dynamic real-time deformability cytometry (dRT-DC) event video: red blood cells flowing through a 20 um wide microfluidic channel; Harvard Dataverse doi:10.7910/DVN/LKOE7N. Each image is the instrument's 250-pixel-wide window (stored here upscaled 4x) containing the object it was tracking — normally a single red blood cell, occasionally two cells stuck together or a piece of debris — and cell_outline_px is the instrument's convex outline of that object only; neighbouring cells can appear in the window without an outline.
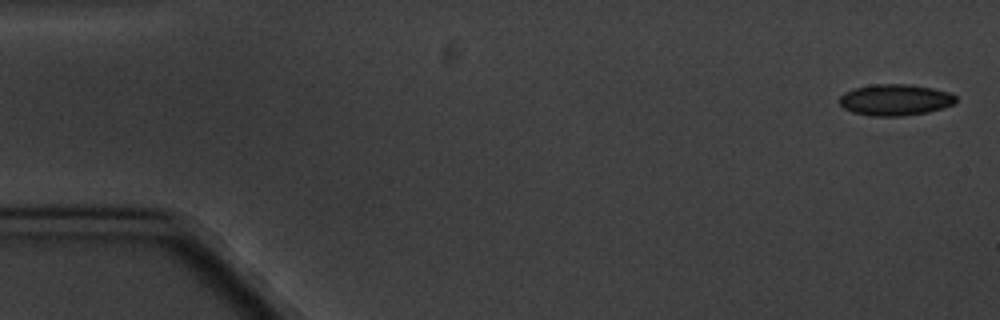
{"species": "common noctule bat (a hibernating species)", "species_latin": "Nyctalus noctula", "temperature_condition": "cold", "stored_images_in_passage": 5, "camera_frame_rate_fps": 3000, "um_per_image_px": 0.085, "animal": {"sex": "male", "body_mass_g": 20.1, "forearm_length_mm": 53.5}, "frame": {"image": 1, "passage_image": 1, "time_ms": 0.0, "image_size_px": [1000, 320], "cell_outline_px": [[956, 104], [928, 112], [904, 116], [872, 116], [852, 112], [844, 108], [840, 104], [840, 96], [844, 92], [852, 88], [872, 84], [908, 84], [932, 88], [948, 92], [956, 96]], "centroid_in_image_um": [76.08, 8.49], "position_along_channel_um": 8.9, "area_um2": 21.39}}
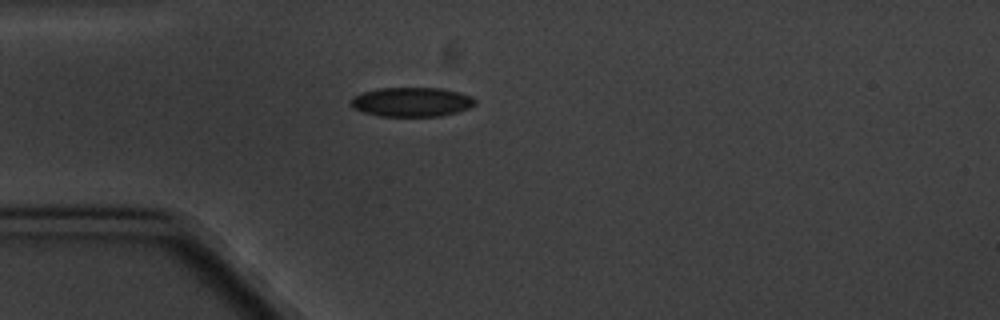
{"frame": {"image": 2, "passage_image": 5, "time_ms": 4.667, "image_size_px": [1000, 320], "cell_outline_px": [[476, 104], [472, 108], [440, 116], [380, 116], [364, 112], [352, 108], [352, 96], [364, 92], [380, 88], [444, 88], [460, 92], [472, 96], [476, 100]], "centroid_in_image_um": [35.05, 8.66], "position_along_channel_um": 50.0, "area_um2": 21.33}}